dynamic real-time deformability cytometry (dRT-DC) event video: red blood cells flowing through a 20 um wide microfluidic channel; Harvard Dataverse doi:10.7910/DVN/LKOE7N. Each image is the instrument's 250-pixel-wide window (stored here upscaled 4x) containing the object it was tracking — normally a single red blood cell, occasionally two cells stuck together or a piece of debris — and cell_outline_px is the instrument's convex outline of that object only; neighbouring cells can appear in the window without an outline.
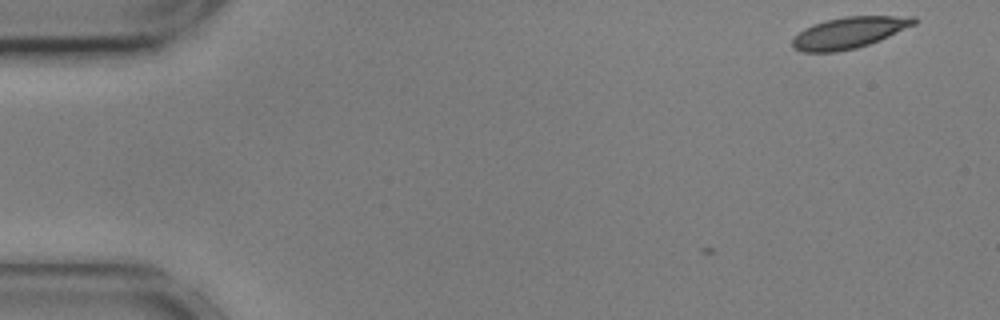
{"species": "common noctule bat (a hibernating species)", "species_latin": "Nyctalus noctula", "temperature_condition": "cold", "stored_images_in_passage": 2, "camera_frame_rate_fps": 3000, "um_per_image_px": 0.085, "animal": {"sex": "male", "body_mass_g": 17.9, "forearm_length_mm": 54.2}, "frame": {"image": 1, "passage_image": 2, "time_ms": 0.333, "image_size_px": [1000, 320], "cell_outline_px": [[916, 24], [880, 40], [856, 48], [836, 52], [804, 52], [792, 48], [792, 40], [804, 28], [812, 24], [844, 16], [916, 16]], "centroid_in_image_um": [72.18, 2.77], "position_along_channel_um": 12.8, "area_um2": 22.14}}